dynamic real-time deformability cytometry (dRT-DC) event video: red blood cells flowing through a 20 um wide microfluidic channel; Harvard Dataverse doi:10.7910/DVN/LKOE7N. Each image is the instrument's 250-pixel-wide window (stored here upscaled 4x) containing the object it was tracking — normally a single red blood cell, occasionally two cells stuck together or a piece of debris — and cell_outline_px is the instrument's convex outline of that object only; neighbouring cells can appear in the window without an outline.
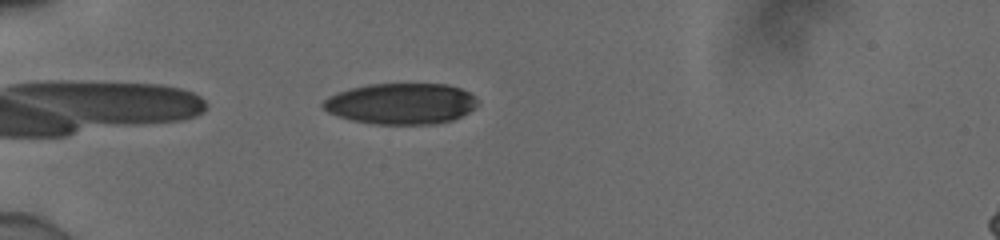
{"species": "human", "species_latin": "Homo sapiens", "temperature_condition": "cold", "stored_images_in_passage": 40, "camera_frame_rate_fps": 3000, "um_per_image_px": 0.085, "donor": {"sex": "male"}, "frame": {"image": 1, "passage_image": 3, "time_ms": 0.667, "image_size_px": [1000, 240], "cell_outline_px": [[476, 104], [468, 112], [452, 120], [432, 124], [376, 124], [352, 120], [328, 112], [320, 104], [328, 96], [336, 92], [368, 84], [448, 84], [460, 88], [476, 96]], "centroid_in_image_um": [34.07, 8.8], "position_along_channel_um": 50.9, "area_um2": 36.76}}
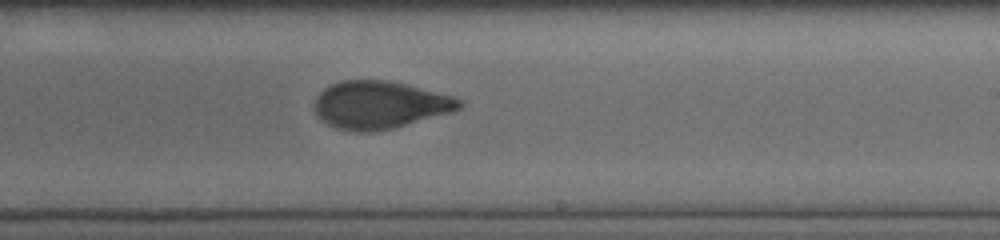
{"frame": {"image": 2, "passage_image": 21, "time_ms": 6.667, "image_size_px": [1000, 240], "cell_outline_px": [[464, 104], [460, 108], [452, 112], [392, 128], [376, 132], [356, 132], [336, 128], [328, 124], [316, 112], [316, 96], [324, 88], [340, 80], [392, 80], [456, 96]], "centroid_in_image_um": [32.33, 8.9], "position_along_channel_um": 256.7, "area_um2": 40.29}}
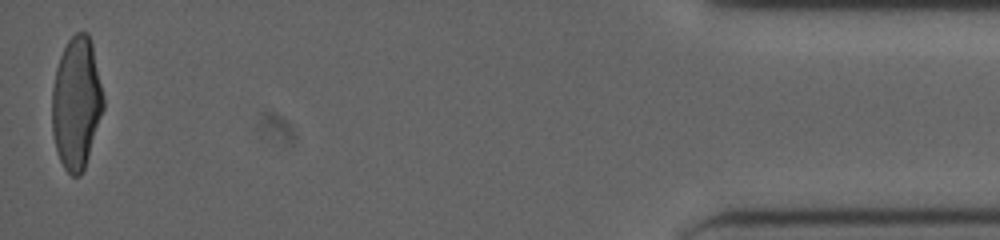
{"frame": {"image": 3, "passage_image": 40, "time_ms": 13.0, "image_size_px": [1000, 240], "cell_outline_px": [[104, 108], [84, 168], [80, 176], [72, 176], [64, 168], [60, 160], [56, 148], [52, 132], [52, 88], [56, 68], [60, 56], [68, 40], [76, 32], [88, 32], [92, 44], [104, 96]], "centroid_in_image_um": [6.49, 8.74], "position_along_channel_um": 428.7, "area_um2": 39.42}, "authors_computed_cell_mechanics": {"area_um2": 39.9687, "velocity_mm_per_s": 3.9056, "shape_relaxation_time_tau1_ms": 3.7997, "shape_relaxation_time_tau2_ms": 1.1522, "deformation_change_tau1": 0.1686, "deformation_change_tau2": 0.0693}}